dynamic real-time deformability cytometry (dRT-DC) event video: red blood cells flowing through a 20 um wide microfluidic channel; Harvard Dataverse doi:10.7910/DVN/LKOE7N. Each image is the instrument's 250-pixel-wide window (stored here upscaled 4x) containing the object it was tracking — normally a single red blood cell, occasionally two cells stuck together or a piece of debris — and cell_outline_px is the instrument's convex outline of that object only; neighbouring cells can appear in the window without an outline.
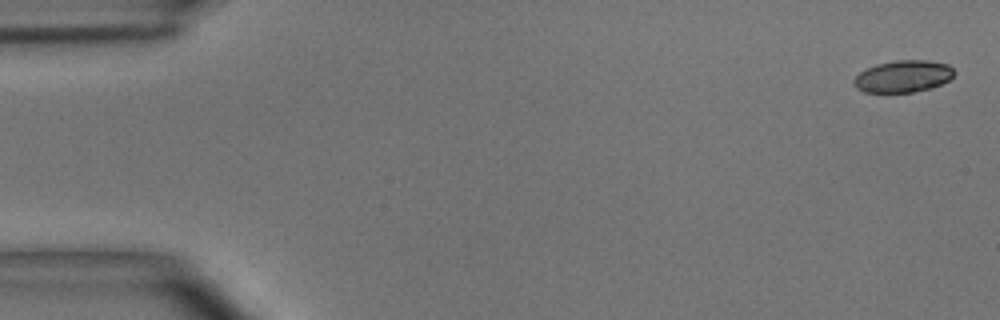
{"species": "common noctule bat (a hibernating species)", "species_latin": "Nyctalus noctula", "temperature_condition": "room temperature", "stored_images_in_passage": 4, "camera_frame_rate_fps": 3000, "um_per_image_px": 0.085, "animal": {"sex": "male", "body_mass_g": 15.6}, "frame": {"image": 1, "passage_image": 1, "time_ms": 0.0, "image_size_px": [1000, 320], "cell_outline_px": [[956, 72], [948, 80], [932, 88], [912, 92], [864, 92], [856, 88], [852, 84], [852, 80], [860, 72], [876, 64], [896, 60], [928, 60], [948, 64]], "centroid_in_image_um": [76.75, 6.49], "position_along_channel_um": 8.2, "area_um2": 18.73}}